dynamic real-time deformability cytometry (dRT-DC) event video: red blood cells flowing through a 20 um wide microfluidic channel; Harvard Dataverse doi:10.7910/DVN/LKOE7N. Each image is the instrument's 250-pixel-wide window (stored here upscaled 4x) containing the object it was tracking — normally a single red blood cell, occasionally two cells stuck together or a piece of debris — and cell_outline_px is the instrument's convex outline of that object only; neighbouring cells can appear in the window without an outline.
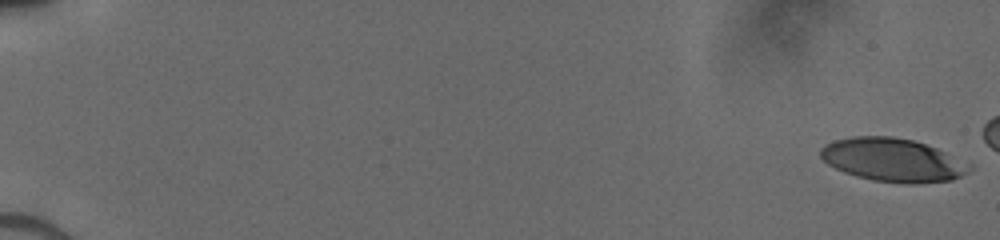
{"species": "human", "species_latin": "Homo sapiens", "temperature_condition": "cold", "stored_images_in_passage": 19, "camera_frame_rate_fps": 3000, "um_per_image_px": 0.085, "donor": {"sex": "male"}, "frame": {"image": 1, "passage_image": 1, "time_ms": 0.0, "image_size_px": [1000, 240], "cell_outline_px": [[972, 168], [968, 172], [952, 180], [916, 184], [908, 184], [872, 180], [856, 176], [844, 172], [828, 164], [820, 156], [820, 148], [824, 144], [836, 140], [852, 136], [892, 136], [912, 140], [936, 148], [972, 164]], "centroid_in_image_um": [75.89, 13.6], "position_along_channel_um": 9.1, "area_um2": 37.63}}